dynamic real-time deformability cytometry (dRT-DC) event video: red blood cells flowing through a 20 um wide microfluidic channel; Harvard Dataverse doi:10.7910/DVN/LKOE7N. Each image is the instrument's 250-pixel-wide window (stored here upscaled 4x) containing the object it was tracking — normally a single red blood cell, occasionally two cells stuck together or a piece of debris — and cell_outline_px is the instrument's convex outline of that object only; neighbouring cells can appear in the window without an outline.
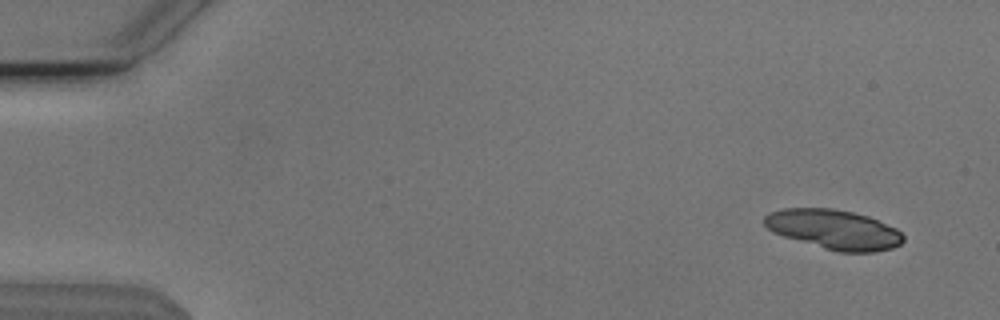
{"species": "Egyptian fruit bat (a non-hibernating species)", "species_latin": "Rousettus aegyptiacus", "temperature_condition": "cold", "stored_images_in_passage": 54, "segment_of_instrument_passage": [1, 2], "camera_frame_rate_fps": 3000, "um_per_image_px": 0.085, "animal": {"sex": "male"}, "frame": {"image": 1, "passage_image": 2, "time_ms": 0.333, "image_size_px": [1000, 320], "cell_outline_px": [[904, 240], [900, 244], [892, 248], [876, 252], [840, 252], [824, 248], [784, 236], [772, 232], [764, 224], [764, 216], [768, 212], [784, 208], [832, 208], [852, 212], [868, 216], [896, 228], [904, 236]], "centroid_in_image_um": [70.88, 19.5], "position_along_channel_um": 14.1, "area_um2": 31.96}}